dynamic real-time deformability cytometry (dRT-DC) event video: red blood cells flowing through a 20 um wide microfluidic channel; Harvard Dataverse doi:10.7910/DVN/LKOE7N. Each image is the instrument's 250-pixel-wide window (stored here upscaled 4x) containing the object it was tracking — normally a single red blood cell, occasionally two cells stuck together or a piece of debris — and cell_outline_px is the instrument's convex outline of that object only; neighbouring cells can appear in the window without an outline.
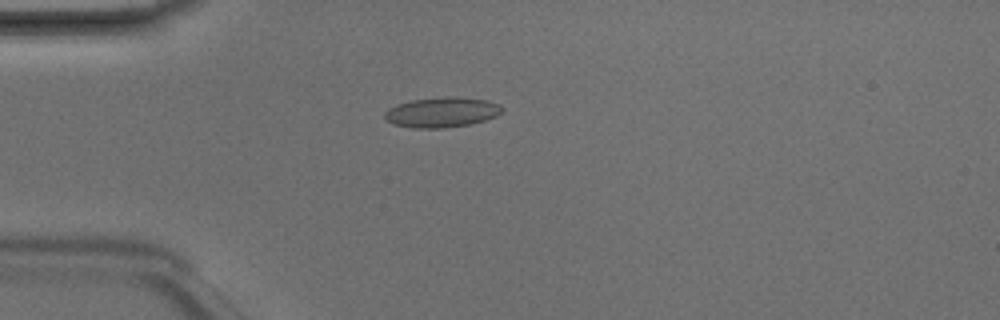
{"species": "Egyptian fruit bat (a non-hibernating species)", "species_latin": "Rousettus aegyptiacus", "temperature_condition": "room temperature", "stored_images_in_passage": 4, "camera_frame_rate_fps": 3000, "um_per_image_px": 0.085, "animal": {"sex": "male"}, "frame": {"image": 1, "passage_image": 4, "time_ms": 1.0, "image_size_px": [1000, 320], "cell_outline_px": [[504, 108], [496, 116], [472, 124], [444, 128], [412, 128], [392, 124], [384, 116], [384, 112], [388, 108], [396, 104], [412, 100], [448, 96], [452, 96], [488, 100], [500, 104]], "centroid_in_image_um": [37.55, 9.54], "position_along_channel_um": 47.4, "area_um2": 20.75}}